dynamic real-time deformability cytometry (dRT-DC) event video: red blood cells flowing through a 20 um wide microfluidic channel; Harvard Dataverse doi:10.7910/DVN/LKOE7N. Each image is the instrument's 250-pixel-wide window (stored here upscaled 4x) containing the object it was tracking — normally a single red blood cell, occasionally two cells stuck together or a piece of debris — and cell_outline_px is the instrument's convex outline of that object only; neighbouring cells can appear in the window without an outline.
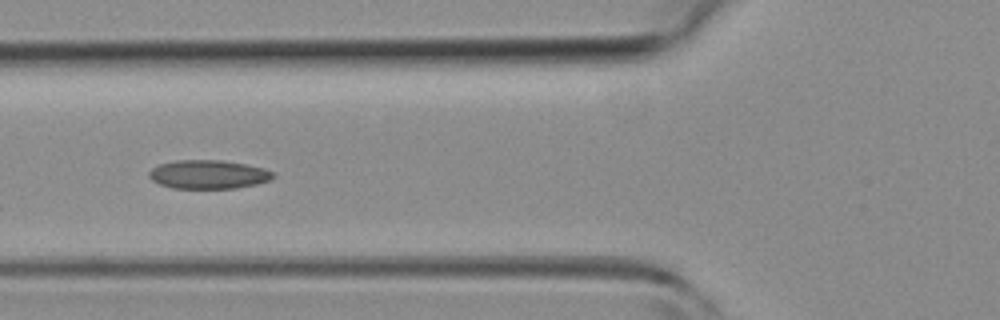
{"species": "common noctule bat (a hibernating species)", "species_latin": "Nyctalus noctula", "temperature_condition": "room temperature", "stored_images_in_passage": 4, "camera_frame_rate_fps": 3000, "um_per_image_px": 0.085, "animal": {"sex": "female", "body_mass_g": 19.3, "forearm_length_mm": 54.1}, "frame": {"image": 1, "passage_image": 4, "time_ms": 4.333, "image_size_px": [1000, 320], "cell_outline_px": [[276, 176], [272, 180], [256, 184], [236, 188], [172, 188], [160, 184], [152, 180], [148, 176], [148, 172], [152, 168], [160, 164], [176, 160], [224, 160], [248, 164], [264, 168], [276, 172]], "centroid_in_image_um": [17.77, 14.82], "position_along_channel_um": 108.0, "area_um2": 21.04}}